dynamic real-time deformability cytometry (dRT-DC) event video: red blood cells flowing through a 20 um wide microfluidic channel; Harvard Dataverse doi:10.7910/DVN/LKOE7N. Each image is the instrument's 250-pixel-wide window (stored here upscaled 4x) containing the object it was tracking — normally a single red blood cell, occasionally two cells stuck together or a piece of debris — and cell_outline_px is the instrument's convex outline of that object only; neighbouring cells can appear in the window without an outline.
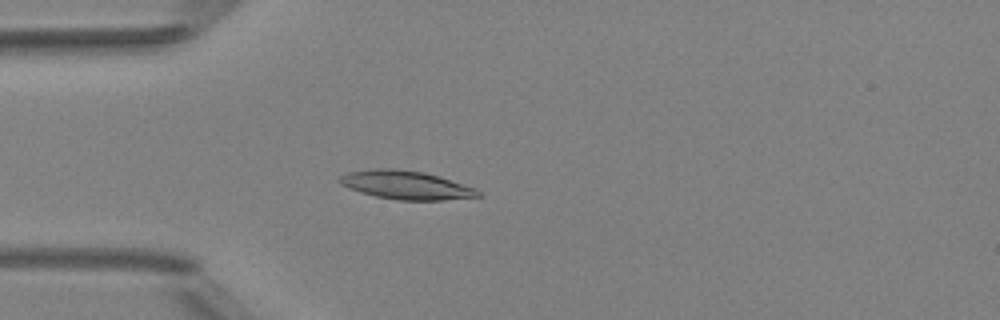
{"species": "Egyptian fruit bat (a non-hibernating species)", "species_latin": "Rousettus aegyptiacus", "temperature_condition": "room temperature", "stored_images_in_passage": 3, "camera_frame_rate_fps": 3000, "um_per_image_px": 0.085, "animal": {"sex": "female"}, "frame": {"image": 1, "passage_image": 3, "time_ms": 3.0, "image_size_px": [1000, 320], "cell_outline_px": [[480, 196], [444, 200], [400, 200], [376, 196], [360, 192], [348, 188], [340, 184], [336, 180], [340, 176], [348, 172], [376, 168], [392, 168], [424, 172], [476, 188], [480, 192]], "centroid_in_image_um": [34.46, 15.72], "position_along_channel_um": 50.5, "area_um2": 22.89}}